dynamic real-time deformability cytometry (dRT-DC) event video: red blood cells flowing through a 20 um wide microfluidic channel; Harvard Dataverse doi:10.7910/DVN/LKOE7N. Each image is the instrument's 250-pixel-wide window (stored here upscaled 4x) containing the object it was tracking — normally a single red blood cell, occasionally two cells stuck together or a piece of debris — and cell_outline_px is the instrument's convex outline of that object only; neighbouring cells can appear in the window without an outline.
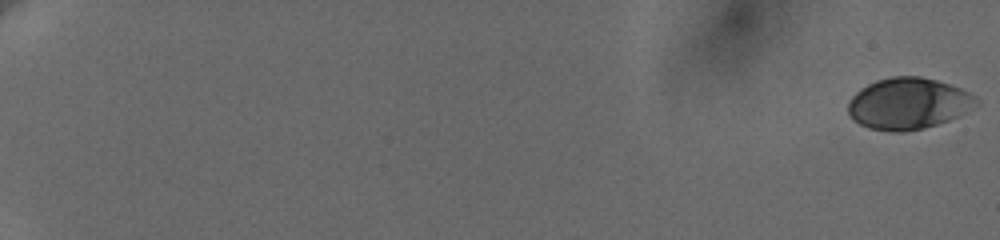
{"species": "human", "species_latin": "Homo sapiens", "temperature_condition": "cold", "stored_images_in_passage": 61, "camera_frame_rate_fps": 3000, "um_per_image_px": 0.085, "donor": {"sex": "female"}, "frame": {"image": 1, "passage_image": 1, "time_ms": 0.0, "image_size_px": [1000, 240], "cell_outline_px": [[980, 104], [968, 112], [948, 120], [924, 128], [904, 132], [892, 132], [868, 128], [860, 124], [848, 112], [848, 104], [852, 96], [860, 88], [876, 80], [892, 76], [920, 76], [936, 80], [960, 88], [976, 96], [980, 100]], "centroid_in_image_um": [77.24, 8.8], "position_along_channel_um": 7.8, "area_um2": 38.55}}
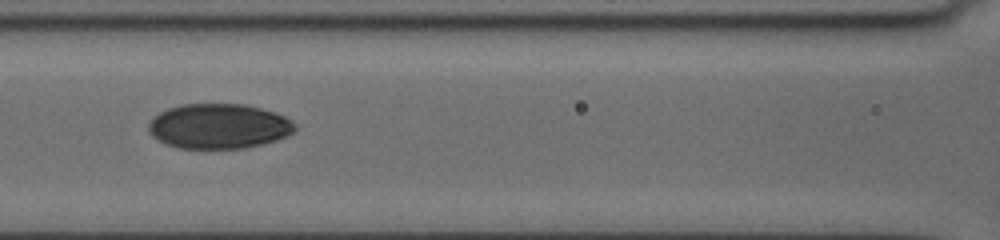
{"frame": {"image": 2, "passage_image": 32, "time_ms": 10.333, "image_size_px": [1000, 240], "cell_outline_px": [[296, 132], [276, 140], [244, 148], [180, 148], [164, 144], [152, 136], [148, 132], [148, 120], [152, 116], [168, 108], [180, 104], [244, 104], [260, 108], [284, 116], [292, 120], [296, 124]], "centroid_in_image_um": [18.56, 10.72], "position_along_channel_um": 148.0, "area_um2": 38.61}}
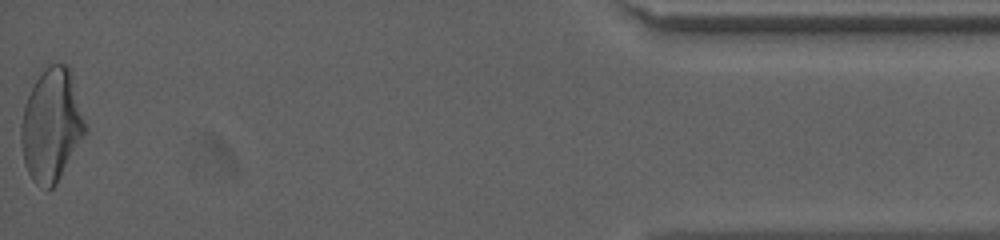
{"frame": {"image": 3, "passage_image": 61, "time_ms": 20.0, "image_size_px": [1000, 240], "cell_outline_px": [[88, 132], [56, 184], [52, 188], [48, 188], [36, 184], [32, 180], [24, 164], [20, 140], [20, 124], [24, 104], [36, 80], [44, 68], [52, 64], [68, 64], [72, 72], [88, 128]], "centroid_in_image_um": [4.4, 10.64], "position_along_channel_um": 430.8, "area_um2": 42.77}, "authors_computed_cell_mechanics": {"area_um2": 38.6104, "velocity_mm_per_s": 3.6322, "shape_relaxation_time_tau1_ms": 4.4496, "shape_relaxation_time_tau2_ms": 1.7043, "deformation_change_tau1": 0.132, "deformation_change_tau2": 0.044}}